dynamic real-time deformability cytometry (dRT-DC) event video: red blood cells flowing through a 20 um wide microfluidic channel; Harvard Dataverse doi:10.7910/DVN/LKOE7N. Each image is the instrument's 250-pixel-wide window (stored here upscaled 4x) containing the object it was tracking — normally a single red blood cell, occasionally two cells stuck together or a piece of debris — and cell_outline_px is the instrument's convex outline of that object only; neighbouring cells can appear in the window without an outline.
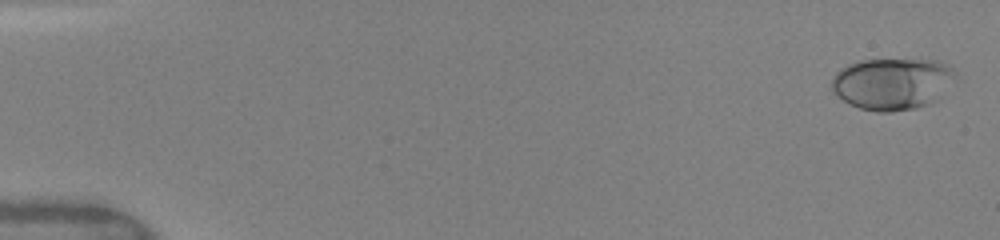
{"species": "human", "species_latin": "Homo sapiens", "temperature_condition": "warm", "stored_images_in_passage": 10, "camera_frame_rate_fps": 3000, "um_per_image_px": 0.085, "donor": {"sex": "female"}, "frame": {"image": 1, "passage_image": 2, "time_ms": 0.333, "image_size_px": [1000, 240], "cell_outline_px": [[956, 80], [940, 100], [916, 108], [892, 112], [876, 112], [860, 108], [844, 100], [832, 92], [832, 76], [840, 68], [848, 64], [860, 60], [940, 60], [948, 64], [956, 72]], "centroid_in_image_um": [75.91, 7.12], "position_along_channel_um": 9.1, "area_um2": 37.97}}